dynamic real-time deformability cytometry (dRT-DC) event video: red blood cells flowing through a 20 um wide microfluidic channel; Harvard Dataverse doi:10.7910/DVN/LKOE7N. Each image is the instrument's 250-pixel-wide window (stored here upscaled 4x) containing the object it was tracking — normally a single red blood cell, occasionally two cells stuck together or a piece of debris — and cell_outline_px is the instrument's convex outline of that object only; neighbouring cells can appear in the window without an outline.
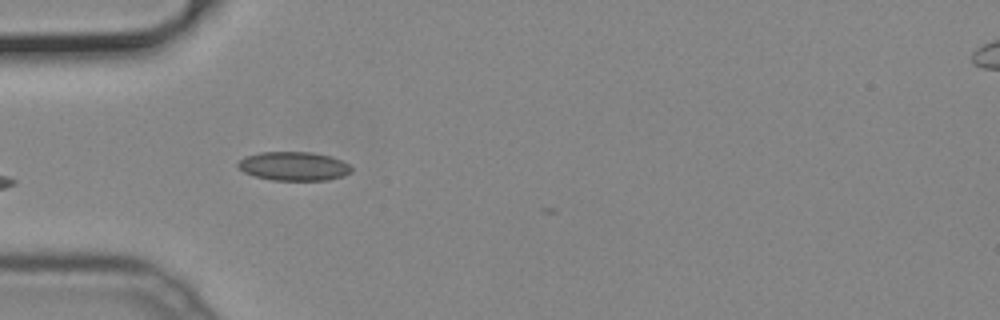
{"species": "common noctule bat (a hibernating species)", "species_latin": "Nyctalus noctula", "temperature_condition": "cold", "stored_images_in_passage": 35, "camera_frame_rate_fps": 3000, "um_per_image_px": 0.085, "animal": {"sex": "male", "body_mass_g": 19.2, "forearm_length_mm": 51.8}, "frame": {"image": 1, "passage_image": 1, "time_ms": 0.0, "image_size_px": [1000, 320], "cell_outline_px": [[352, 172], [344, 176], [328, 180], [272, 180], [256, 176], [244, 172], [236, 164], [244, 156], [260, 152], [312, 152], [332, 156], [348, 164], [352, 168]], "centroid_in_image_um": [24.99, 14.12], "position_along_channel_um": 60.0, "area_um2": 19.13}}
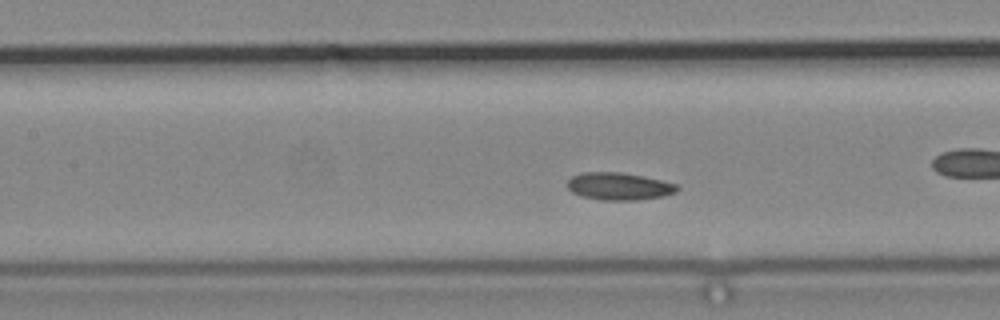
{"frame": {"image": 2, "passage_image": 6, "time_ms": 1.667, "image_size_px": [1000, 320], "cell_outline_px": [[680, 188], [676, 192], [660, 196], [636, 200], [604, 200], [584, 196], [572, 192], [568, 188], [568, 180], [572, 176], [580, 172], [620, 172], [644, 176], [676, 184]], "centroid_in_image_um": [52.6, 15.82], "position_along_channel_um": 154.8, "area_um2": 17.34}}